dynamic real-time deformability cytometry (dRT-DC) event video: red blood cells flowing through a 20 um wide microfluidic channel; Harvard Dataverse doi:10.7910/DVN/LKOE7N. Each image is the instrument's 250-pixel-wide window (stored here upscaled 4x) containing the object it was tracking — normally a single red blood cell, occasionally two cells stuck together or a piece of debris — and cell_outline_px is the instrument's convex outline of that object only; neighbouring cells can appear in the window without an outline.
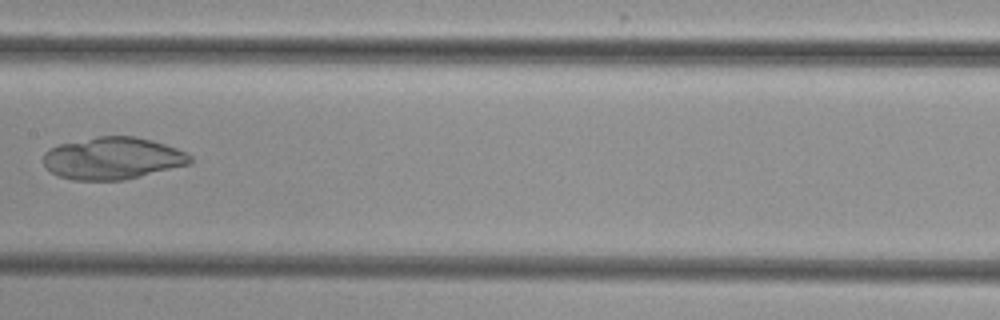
{"species": "common noctule bat (a hibernating species)", "species_latin": "Nyctalus noctula", "temperature_condition": "cold", "stored_images_in_passage": 8, "camera_frame_rate_fps": 3000, "um_per_image_px": 0.085, "animal": {"sex": "female", "body_mass_g": 29.2, "forearm_length_mm": 56.3}, "frame": {"image": 1, "passage_image": 8, "time_ms": 8.667, "image_size_px": [1000, 320], "cell_outline_px": [[192, 164], [124, 180], [72, 180], [60, 176], [52, 172], [44, 164], [44, 152], [48, 148], [60, 144], [96, 136], [136, 136], [152, 140], [176, 148], [192, 156]], "centroid_in_image_um": [9.59, 13.45], "position_along_channel_um": 197.8, "area_um2": 36.13}}